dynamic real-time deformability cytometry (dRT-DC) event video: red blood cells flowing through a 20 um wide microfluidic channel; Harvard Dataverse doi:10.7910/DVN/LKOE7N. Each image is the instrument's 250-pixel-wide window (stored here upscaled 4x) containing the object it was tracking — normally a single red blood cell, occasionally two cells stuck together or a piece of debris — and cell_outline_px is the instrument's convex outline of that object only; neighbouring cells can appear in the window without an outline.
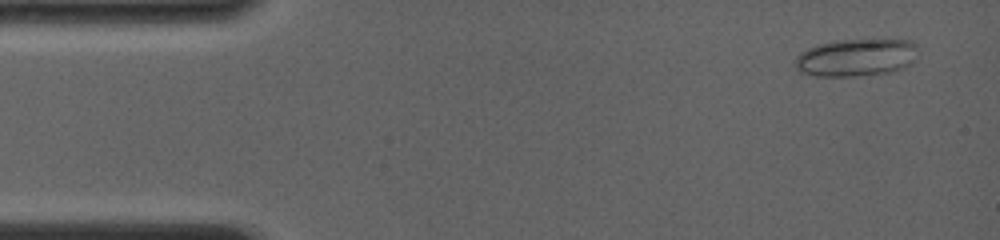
{"species": "common noctule bat (a hibernating species)", "species_latin": "Nyctalus noctula", "temperature_condition": "room temperature", "stored_images_in_passage": 56, "camera_frame_rate_fps": 4000, "um_per_image_px": 0.085, "animal": {"sex": "female", "body_mass_g": 19.0, "forearm_length_mm": 56.7}, "frame": {"image": 1, "passage_image": 3, "time_ms": 0.75, "image_size_px": [1000, 240], "cell_outline_px": [[916, 44], [912, 60], [908, 64], [888, 72], [848, 76], [816, 76], [800, 72], [792, 64], [796, 56], [800, 52], [816, 44], [836, 40], [912, 40]], "centroid_in_image_um": [72.64, 4.88], "position_along_channel_um": 12.4, "area_um2": 26.47}}
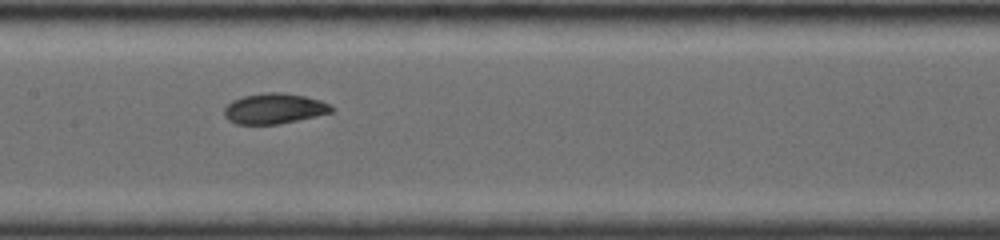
{"frame": {"image": 2, "passage_image": 28, "time_ms": 7.5, "image_size_px": [1000, 240], "cell_outline_px": [[336, 108], [332, 112], [316, 116], [280, 124], [236, 124], [228, 120], [224, 116], [224, 108], [232, 100], [244, 96], [264, 92], [284, 92], [304, 96], [320, 100]], "centroid_in_image_um": [23.3, 9.23], "position_along_channel_um": 184.1, "area_um2": 19.13}}
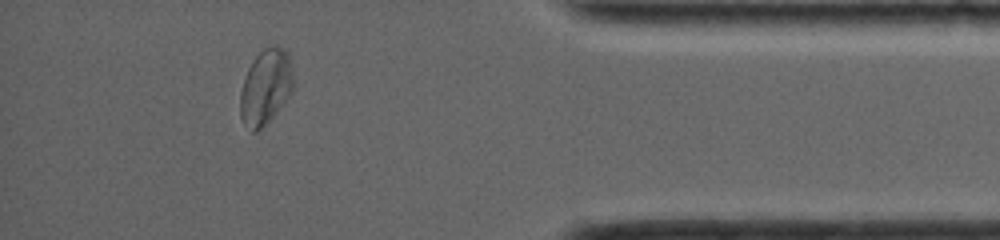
{"frame": {"image": 3, "passage_image": 50, "time_ms": 13.75, "image_size_px": [1000, 240], "cell_outline_px": [[292, 92], [276, 112], [256, 132], [252, 132], [244, 124], [240, 116], [240, 92], [248, 68], [256, 56], [264, 48], [272, 44], [284, 48], [288, 52], [292, 76]], "centroid_in_image_um": [22.56, 7.37], "position_along_channel_um": 412.6, "area_um2": 22.95}, "authors_computed_cell_mechanics": {"area_um2": 20.2011, "velocity_mm_per_s": 4.0111, "shape_relaxation_time_tau1_ms": 5.9521, "shape_relaxation_time_tau2_ms": null, "deformation_change_tau1": 0.1499, "deformation_change_tau2": null}}